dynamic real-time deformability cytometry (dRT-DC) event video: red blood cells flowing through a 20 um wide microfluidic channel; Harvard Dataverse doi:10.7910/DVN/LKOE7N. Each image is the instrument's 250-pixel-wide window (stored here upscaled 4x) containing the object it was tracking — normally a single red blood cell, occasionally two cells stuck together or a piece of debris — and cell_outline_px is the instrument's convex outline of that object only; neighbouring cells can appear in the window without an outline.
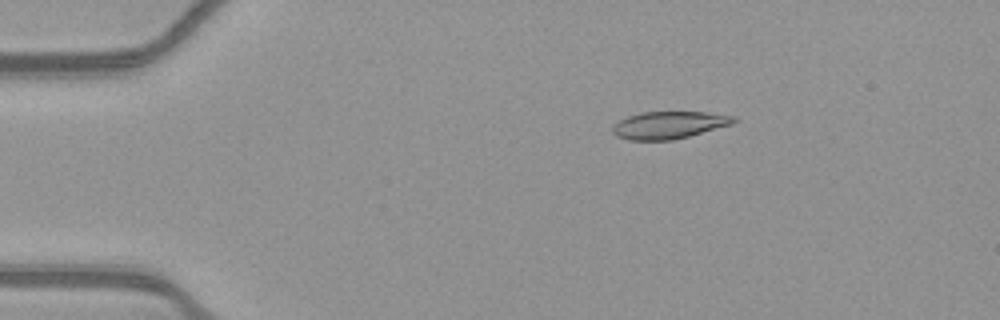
{"species": "common noctule bat (a hibernating species)", "species_latin": "Nyctalus noctula", "temperature_condition": "warm", "stored_images_in_passage": 53, "camera_frame_rate_fps": 3000, "um_per_image_px": 0.085, "animal": {"sex": "female", "body_mass_g": 21.9}, "frame": {"image": 1, "passage_image": 10, "time_ms": 3.0, "image_size_px": [1000, 320], "cell_outline_px": [[740, 120], [732, 124], [688, 136], [672, 140], [628, 140], [616, 136], [612, 132], [612, 128], [620, 120], [628, 116], [640, 112], [708, 112], [736, 116]], "centroid_in_image_um": [56.89, 10.62], "position_along_channel_um": 28.1, "area_um2": 19.31}}
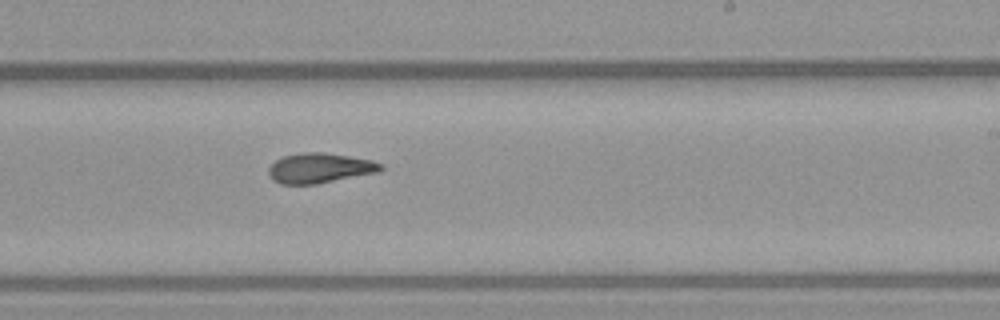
{"frame": {"image": 2, "passage_image": 33, "time_ms": 10.667, "image_size_px": [1000, 320], "cell_outline_px": [[384, 168], [380, 172], [316, 184], [280, 184], [272, 180], [268, 172], [268, 168], [276, 160], [284, 156], [304, 152], [324, 152], [372, 160], [384, 164]], "centroid_in_image_um": [27.2, 14.29], "position_along_channel_um": 261.8, "area_um2": 19.71}}
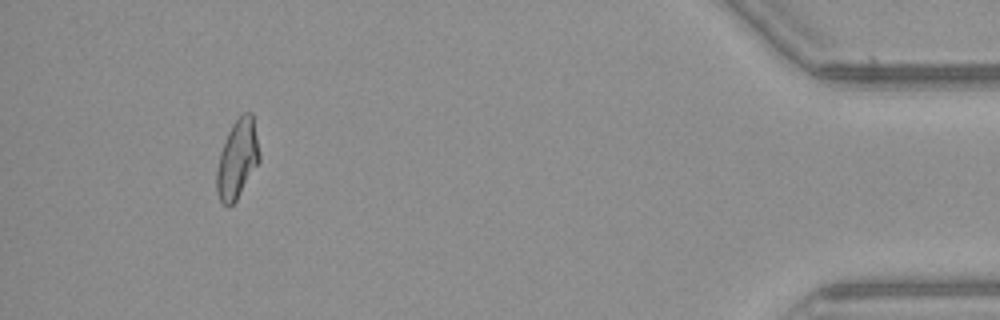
{"frame": {"image": 3, "passage_image": 50, "time_ms": 16.333, "image_size_px": [1000, 320], "cell_outline_px": [[260, 160], [236, 200], [228, 208], [220, 200], [216, 192], [216, 168], [220, 152], [228, 132], [232, 124], [244, 112], [252, 112], [260, 156]], "centroid_in_image_um": [20.15, 13.53], "position_along_channel_um": 415.0, "area_um2": 19.48}}